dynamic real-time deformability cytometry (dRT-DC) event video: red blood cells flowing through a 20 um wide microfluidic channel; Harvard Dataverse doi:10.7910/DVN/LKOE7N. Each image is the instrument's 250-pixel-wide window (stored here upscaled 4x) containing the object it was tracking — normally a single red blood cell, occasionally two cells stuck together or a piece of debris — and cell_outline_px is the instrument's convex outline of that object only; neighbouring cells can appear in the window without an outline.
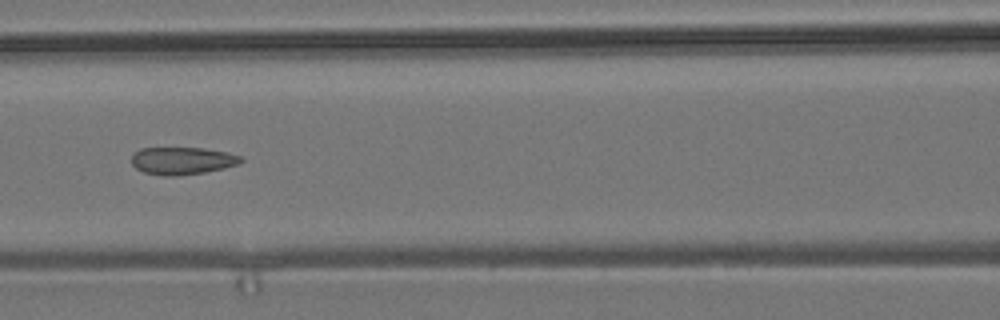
{"species": "common noctule bat (a hibernating species)", "species_latin": "Nyctalus noctula", "temperature_condition": "room temperature", "stored_images_in_passage": 8, "camera_frame_rate_fps": 3000, "um_per_image_px": 0.085, "animal": {"sex": "male", "body_mass_g": 19.2, "forearm_length_mm": 51.8}, "frame": {"image": 1, "passage_image": 8, "time_ms": 9.0, "image_size_px": [1000, 320], "cell_outline_px": [[244, 160], [240, 164], [224, 168], [204, 172], [180, 176], [164, 176], [144, 172], [136, 168], [132, 164], [132, 152], [140, 148], [204, 148], [228, 152], [240, 156]], "centroid_in_image_um": [15.49, 13.66], "position_along_channel_um": 151.1, "area_um2": 17.69}}